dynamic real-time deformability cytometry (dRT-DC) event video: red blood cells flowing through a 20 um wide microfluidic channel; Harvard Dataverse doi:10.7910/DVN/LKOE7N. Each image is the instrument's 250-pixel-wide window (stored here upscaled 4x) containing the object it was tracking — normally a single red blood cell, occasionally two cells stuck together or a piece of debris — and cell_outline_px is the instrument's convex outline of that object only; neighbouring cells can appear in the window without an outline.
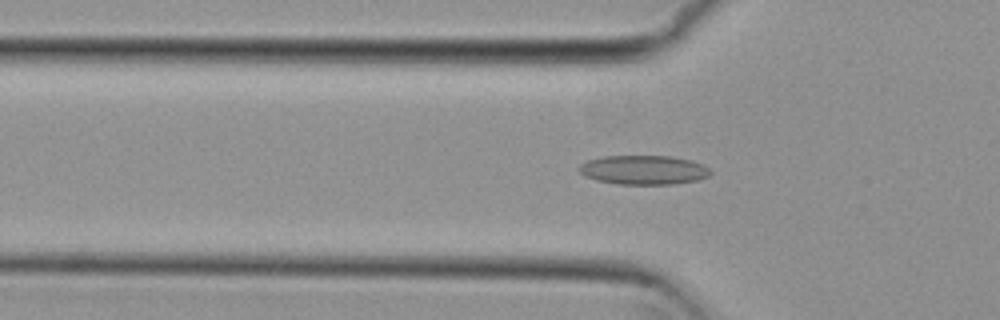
{"species": "common noctule bat (a hibernating species)", "species_latin": "Nyctalus noctula", "temperature_condition": "cold", "stored_images_in_passage": 53, "camera_frame_rate_fps": 3000, "um_per_image_px": 0.085, "animal": {"sex": "female", "body_mass_g": 29.2, "forearm_length_mm": 56.3}, "frame": {"image": 1, "passage_image": 17, "time_ms": 5.333, "image_size_px": [1000, 320], "cell_outline_px": [[712, 172], [708, 176], [700, 180], [672, 184], [616, 184], [596, 180], [584, 176], [580, 172], [580, 164], [588, 160], [604, 156], [672, 156], [692, 160], [704, 164]], "centroid_in_image_um": [54.74, 14.44], "position_along_channel_um": 71.1, "area_um2": 22.48}}
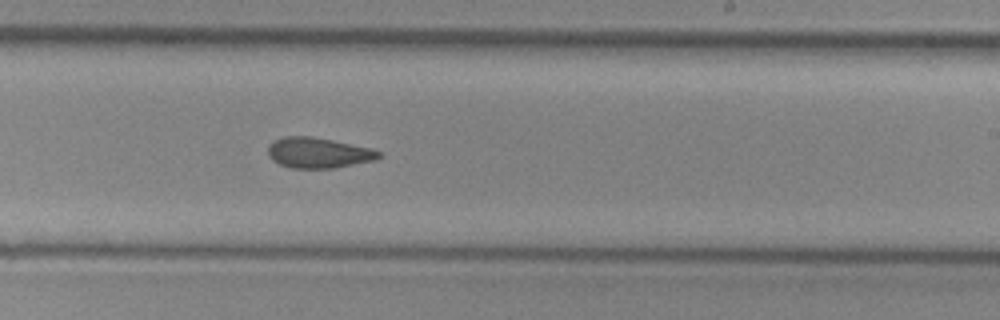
{"frame": {"image": 2, "passage_image": 32, "time_ms": 10.333, "image_size_px": [1000, 320], "cell_outline_px": [[384, 156], [376, 160], [332, 168], [292, 168], [280, 164], [272, 160], [268, 156], [268, 144], [284, 136], [312, 136], [372, 148], [380, 152]], "centroid_in_image_um": [27.07, 12.98], "position_along_channel_um": 261.9, "area_um2": 19.77}}
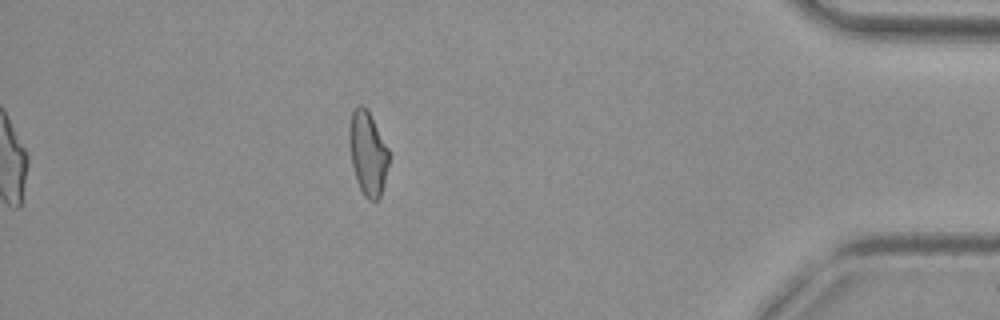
{"frame": {"image": 3, "passage_image": 47, "time_ms": 15.333, "image_size_px": [1000, 320], "cell_outline_px": [[388, 164], [380, 200], [368, 200], [364, 196], [356, 180], [352, 164], [348, 140], [348, 128], [352, 112], [360, 104], [364, 104], [388, 148]], "centroid_in_image_um": [31.24, 13.04], "position_along_channel_um": 404.0, "area_um2": 19.25}, "authors_computed_cell_mechanics": {"area_um2": 20.23, "velocity_mm_per_s": 3.8127, "shape_relaxation_time_tau1_ms": null, "shape_relaxation_time_tau2_ms": 4.6351, "deformation_change_tau1": null, "deformation_change_tau2": 0.1039}}